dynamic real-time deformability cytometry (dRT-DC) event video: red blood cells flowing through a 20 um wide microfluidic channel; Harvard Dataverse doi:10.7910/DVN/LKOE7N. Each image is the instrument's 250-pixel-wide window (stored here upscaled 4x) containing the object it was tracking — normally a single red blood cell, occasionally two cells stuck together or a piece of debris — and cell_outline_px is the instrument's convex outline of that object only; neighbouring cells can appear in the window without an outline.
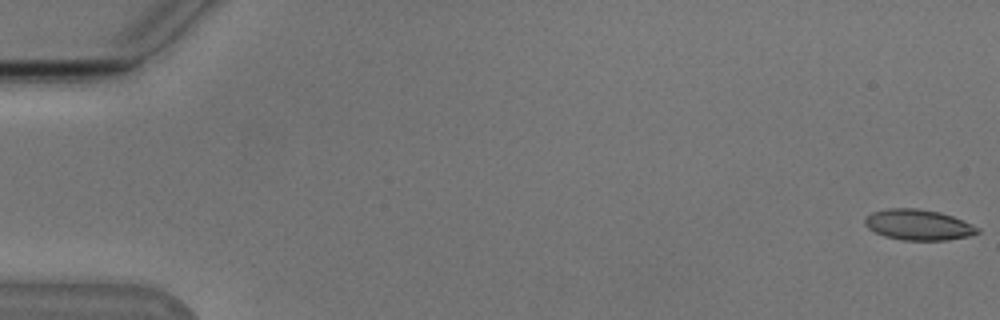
{"species": "Egyptian fruit bat (a non-hibernating species)", "species_latin": "Rousettus aegyptiacus", "temperature_condition": "cold", "stored_images_in_passage": 51, "camera_frame_rate_fps": 3000, "um_per_image_px": 0.085, "animal": {"sex": "male"}, "frame": {"image": 1, "passage_image": 1, "time_ms": 0.0, "image_size_px": [1000, 320], "cell_outline_px": [[980, 232], [972, 236], [948, 240], [900, 240], [884, 236], [868, 228], [864, 224], [864, 216], [872, 212], [888, 208], [916, 208], [940, 212], [952, 216], [972, 224], [980, 228]], "centroid_in_image_um": [78.06, 19.11], "position_along_channel_um": 6.9, "area_um2": 20.35}}
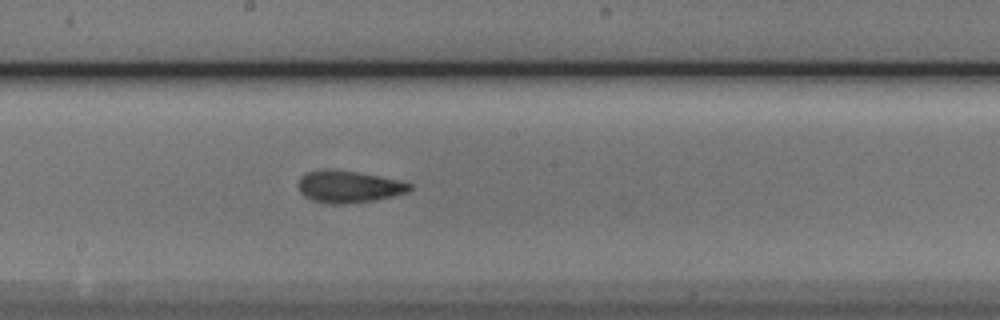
{"frame": {"image": 2, "passage_image": 30, "time_ms": 9.667, "image_size_px": [1000, 320], "cell_outline_px": [[412, 188], [408, 192], [392, 196], [372, 200], [344, 204], [332, 204], [312, 200], [304, 196], [300, 192], [296, 184], [300, 176], [308, 172], [320, 168], [332, 168], [356, 172], [396, 180], [412, 184]], "centroid_in_image_um": [29.55, 15.85], "position_along_channel_um": 218.6, "area_um2": 20.81}}
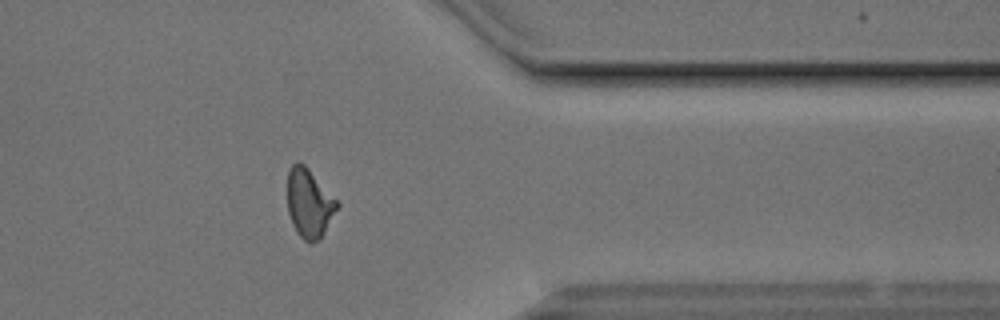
{"frame": {"image": 3, "passage_image": 44, "time_ms": 14.333, "image_size_px": [1000, 320], "cell_outline_px": [[340, 204], [320, 240], [312, 244], [308, 244], [296, 232], [292, 224], [288, 212], [288, 168], [296, 160], [300, 160], [308, 168]], "centroid_in_image_um": [26.27, 17.29], "position_along_channel_um": 385.1, "area_um2": 20.06}}